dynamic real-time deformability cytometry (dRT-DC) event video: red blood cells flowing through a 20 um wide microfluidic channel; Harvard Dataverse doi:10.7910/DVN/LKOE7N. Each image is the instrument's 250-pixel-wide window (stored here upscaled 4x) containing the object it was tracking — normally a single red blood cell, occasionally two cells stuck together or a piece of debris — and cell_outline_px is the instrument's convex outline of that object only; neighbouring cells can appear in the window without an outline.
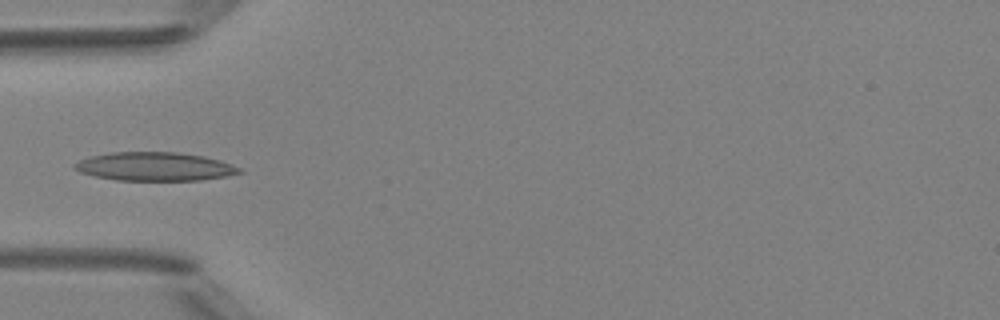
{"species": "Egyptian fruit bat (a non-hibernating species)", "species_latin": "Rousettus aegyptiacus", "temperature_condition": "room temperature", "stored_images_in_passage": 5, "camera_frame_rate_fps": 3000, "um_per_image_px": 0.085, "animal": {"sex": "female"}, "frame": {"image": 1, "passage_image": 4, "time_ms": 3.667, "image_size_px": [1000, 320], "cell_outline_px": [[244, 172], [224, 176], [200, 180], [116, 180], [96, 176], [80, 172], [72, 168], [72, 164], [80, 160], [92, 156], [112, 152], [176, 152], [204, 156], [240, 168]], "centroid_in_image_um": [13.1, 14.15], "position_along_channel_um": 71.9, "area_um2": 27.11}}
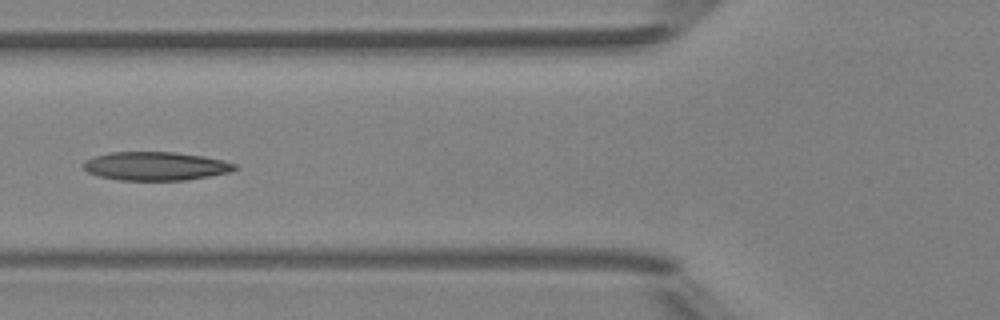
{"frame": {"image": 2, "passage_image": 5, "time_ms": 4.667, "image_size_px": [1000, 320], "cell_outline_px": [[240, 168], [228, 172], [208, 176], [184, 180], [120, 180], [100, 176], [88, 172], [84, 168], [84, 160], [92, 156], [108, 152], [172, 152], [204, 156], [224, 160], [236, 164]], "centroid_in_image_um": [13.22, 14.11], "position_along_channel_um": 112.6, "area_um2": 25.2}}